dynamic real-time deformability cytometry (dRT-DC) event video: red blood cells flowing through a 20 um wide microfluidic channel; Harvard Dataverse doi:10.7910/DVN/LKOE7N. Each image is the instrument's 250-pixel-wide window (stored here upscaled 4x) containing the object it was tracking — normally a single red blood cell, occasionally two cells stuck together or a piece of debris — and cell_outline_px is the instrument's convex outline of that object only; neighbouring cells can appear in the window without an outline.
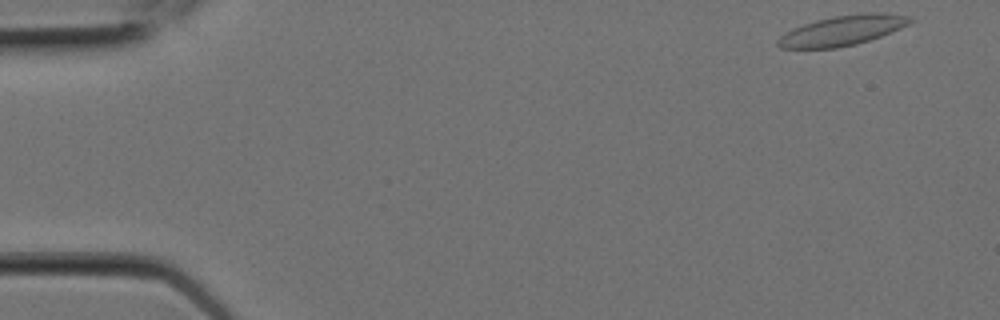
{"species": "Egyptian fruit bat (a non-hibernating species)", "species_latin": "Rousettus aegyptiacus", "temperature_condition": "room temperature", "stored_images_in_passage": 6, "segment_of_instrument_passage": [1, 2], "camera_frame_rate_fps": 3000, "um_per_image_px": 0.085, "animal": {"sex": "female"}, "frame": {"image": 1, "passage_image": 1, "time_ms": 0.0, "image_size_px": [1000, 320], "cell_outline_px": [[916, 20], [900, 28], [880, 36], [856, 44], [836, 48], [780, 48], [776, 44], [776, 40], [780, 36], [792, 28], [816, 20], [832, 16], [868, 12], [880, 12], [908, 16]], "centroid_in_image_um": [71.58, 2.58], "position_along_channel_um": 13.4, "area_um2": 23.06}}
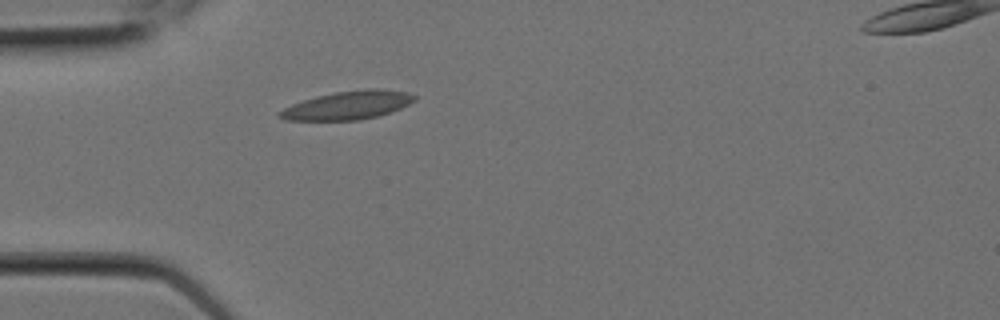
{"frame": {"image": 2, "passage_image": 5, "time_ms": 1.333, "image_size_px": [1000, 320], "cell_outline_px": [[416, 100], [400, 108], [376, 116], [360, 120], [284, 120], [276, 116], [276, 112], [292, 104], [316, 96], [332, 92], [368, 88], [376, 88], [408, 92], [416, 96]], "centroid_in_image_um": [29.52, 8.94], "position_along_channel_um": 55.5, "area_um2": 22.37}}